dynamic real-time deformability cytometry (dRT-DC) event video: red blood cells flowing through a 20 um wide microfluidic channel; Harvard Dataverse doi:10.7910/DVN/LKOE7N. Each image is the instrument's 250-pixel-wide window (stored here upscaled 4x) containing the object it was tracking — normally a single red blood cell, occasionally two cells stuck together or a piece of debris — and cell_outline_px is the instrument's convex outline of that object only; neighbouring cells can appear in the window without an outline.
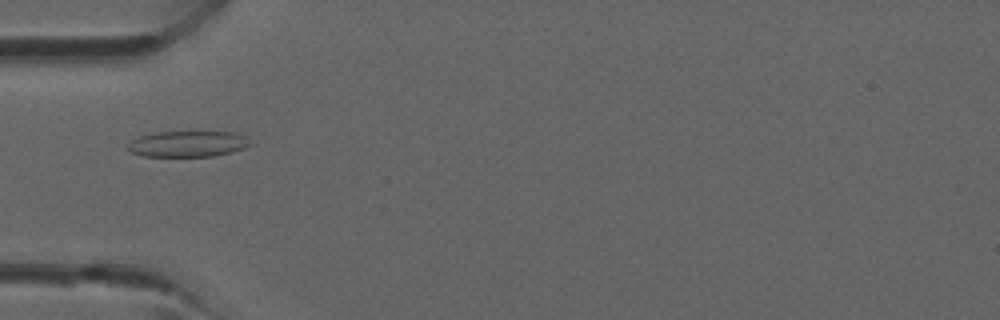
{"species": "common noctule bat (a hibernating species)", "species_latin": "Nyctalus noctula", "temperature_condition": "room temperature", "stored_images_in_passage": 3, "camera_frame_rate_fps": 3000, "um_per_image_px": 0.085, "animal": {"sex": "male", "forearm_length_mm": 52.5}, "frame": {"image": 1, "passage_image": 2, "time_ms": 1.333, "image_size_px": [1000, 320], "cell_outline_px": [[256, 144], [232, 152], [212, 156], [144, 156], [132, 152], [124, 148], [124, 144], [140, 136], [156, 132], [232, 132], [244, 136]], "centroid_in_image_um": [15.96, 12.23], "position_along_channel_um": 69.0, "area_um2": 18.67}}
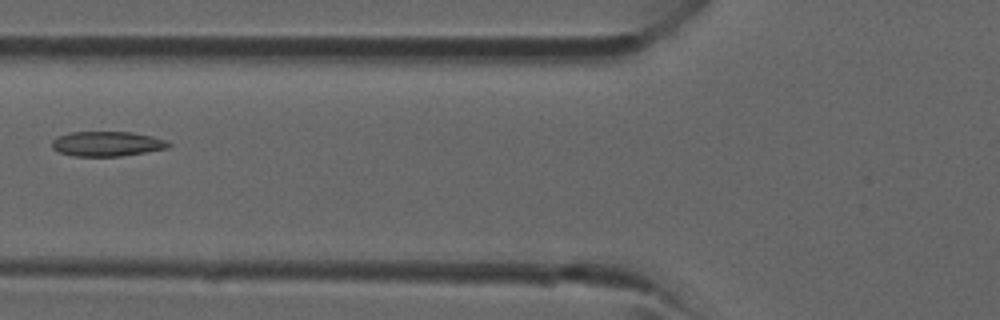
{"frame": {"image": 2, "passage_image": 3, "time_ms": 2.333, "image_size_px": [1000, 320], "cell_outline_px": [[172, 144], [168, 148], [120, 156], [72, 156], [60, 152], [52, 148], [52, 140], [60, 136], [72, 132], [132, 132], [152, 136], [164, 140]], "centroid_in_image_um": [9.1, 12.22], "position_along_channel_um": 116.7, "area_um2": 16.7}}